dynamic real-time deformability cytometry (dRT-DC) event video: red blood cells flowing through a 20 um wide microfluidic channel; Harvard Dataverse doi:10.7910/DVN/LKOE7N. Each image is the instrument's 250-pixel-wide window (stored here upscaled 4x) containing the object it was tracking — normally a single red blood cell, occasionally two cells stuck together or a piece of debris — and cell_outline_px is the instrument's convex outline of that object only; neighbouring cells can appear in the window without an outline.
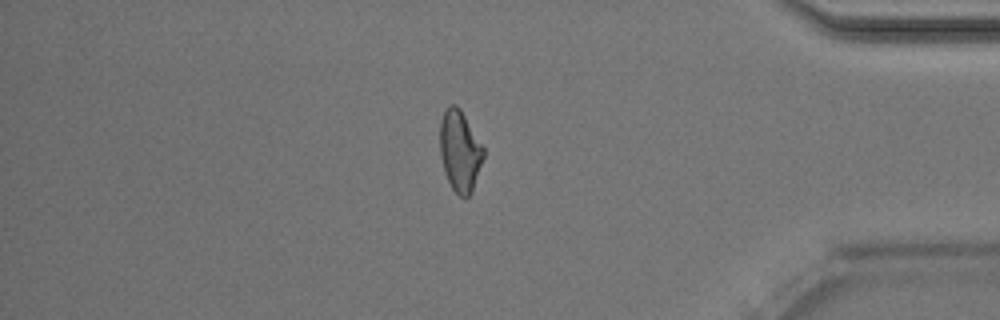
{"species": "Egyptian fruit bat (a non-hibernating species)", "species_latin": "Rousettus aegyptiacus", "temperature_condition": "room temperature", "stored_images_in_passage": 47, "camera_frame_rate_fps": 3000, "um_per_image_px": 0.085, "animal": {"sex": "male"}, "frame": {"image": 1, "passage_image": 40, "time_ms": 13.0, "image_size_px": [1000, 320], "cell_outline_px": [[484, 156], [472, 192], [468, 196], [460, 196], [452, 188], [444, 172], [440, 156], [440, 120], [444, 112], [452, 104], [456, 104], [460, 108], [484, 148]], "centroid_in_image_um": [39.08, 12.83], "position_along_channel_um": 396.1, "area_um2": 20.4}, "authors_computed_cell_mechanics": {"area_um2": 21.1548, "velocity_mm_per_s": 4.0358, "shape_relaxation_time_tau1_ms": 4.191, "shape_relaxation_time_tau2_ms": 2.931, "deformation_change_tau1": 0.1473, "deformation_change_tau2": 0.1018}}